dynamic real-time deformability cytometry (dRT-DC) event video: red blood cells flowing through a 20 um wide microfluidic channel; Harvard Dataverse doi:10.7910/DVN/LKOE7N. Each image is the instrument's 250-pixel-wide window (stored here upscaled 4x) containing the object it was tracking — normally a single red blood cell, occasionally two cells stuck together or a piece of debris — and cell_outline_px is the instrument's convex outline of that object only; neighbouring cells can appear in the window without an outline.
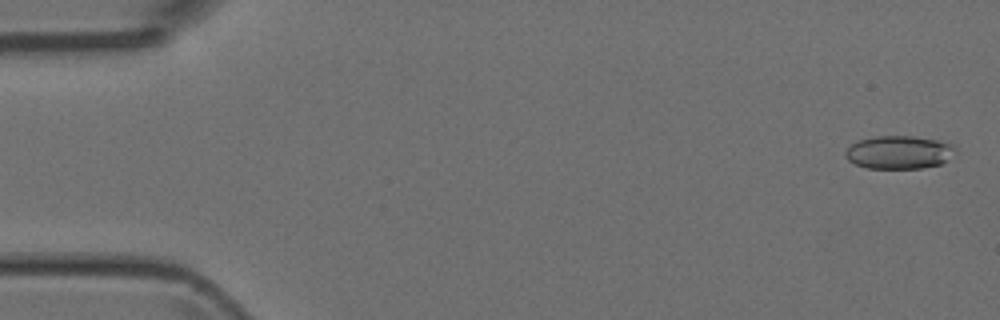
{"species": "Egyptian fruit bat (a non-hibernating species)", "species_latin": "Rousettus aegyptiacus", "temperature_condition": "room temperature", "stored_images_in_passage": 5, "camera_frame_rate_fps": 3000, "um_per_image_px": 0.085, "animal": {"sex": "female"}, "frame": {"image": 1, "passage_image": 1, "time_ms": 0.0, "image_size_px": [1000, 320], "cell_outline_px": [[956, 152], [948, 160], [940, 164], [920, 168], [868, 168], [856, 164], [848, 160], [844, 156], [844, 152], [852, 144], [860, 140], [876, 136], [912, 136], [936, 140], [952, 144], [956, 148]], "centroid_in_image_um": [76.42, 12.94], "position_along_channel_um": 8.6, "area_um2": 21.15}}